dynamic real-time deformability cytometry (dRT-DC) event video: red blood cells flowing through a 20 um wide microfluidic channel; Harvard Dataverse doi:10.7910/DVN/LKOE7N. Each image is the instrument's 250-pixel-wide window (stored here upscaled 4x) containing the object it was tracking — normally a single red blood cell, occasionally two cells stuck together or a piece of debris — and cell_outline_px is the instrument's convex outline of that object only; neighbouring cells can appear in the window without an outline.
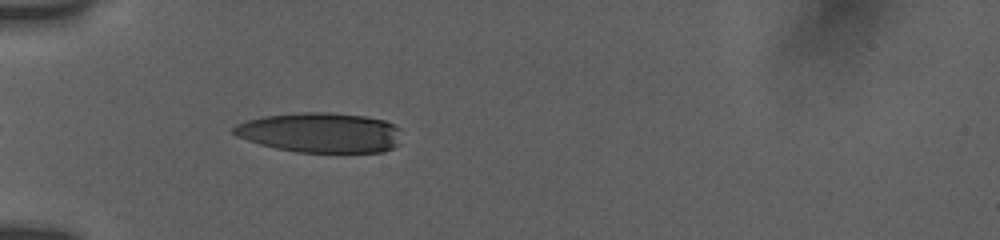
{"species": "human", "species_latin": "Homo sapiens", "temperature_condition": "room temperature", "stored_images_in_passage": 10, "camera_frame_rate_fps": 3000, "um_per_image_px": 0.085, "donor": {"sex": "female"}, "frame": {"image": 1, "passage_image": 1, "time_ms": 0.0, "image_size_px": [1000, 240], "cell_outline_px": [[400, 128], [396, 144], [392, 148], [384, 152], [296, 152], [276, 148], [260, 144], [236, 136], [232, 132], [232, 128], [236, 124], [248, 120], [264, 116], [300, 112], [328, 112], [364, 116], [384, 120]], "centroid_in_image_um": [27.2, 11.27], "position_along_channel_um": 57.8, "area_um2": 38.96}}
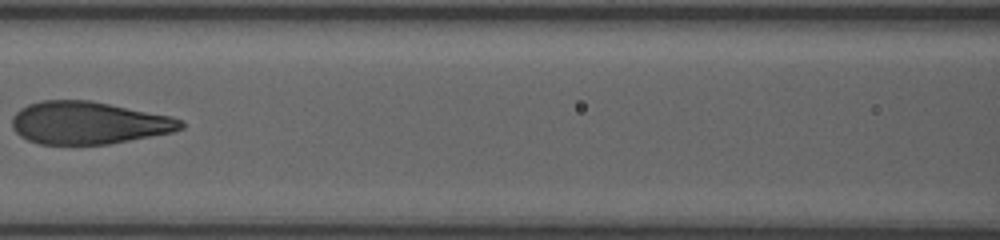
{"frame": {"image": 2, "passage_image": 6, "time_ms": 3.0, "image_size_px": [1000, 240], "cell_outline_px": [[184, 128], [172, 132], [108, 144], [40, 144], [28, 140], [20, 136], [12, 128], [12, 116], [20, 108], [28, 104], [40, 100], [88, 100], [168, 116], [184, 120]], "centroid_in_image_um": [7.48, 10.44], "position_along_channel_um": 159.1, "area_um2": 41.56}}
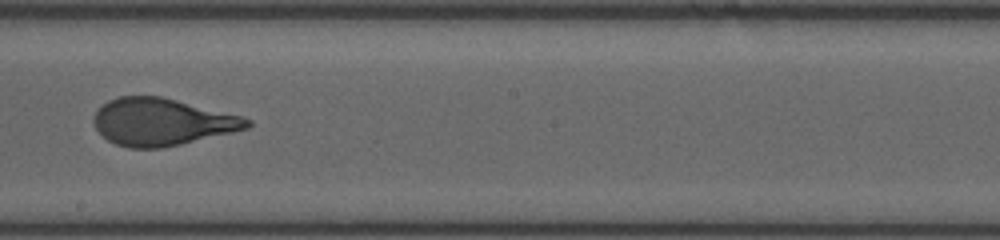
{"frame": {"image": 3, "passage_image": 9, "time_ms": 5.0, "image_size_px": [1000, 240], "cell_outline_px": [[252, 124], [248, 128], [232, 132], [180, 144], [160, 148], [128, 148], [116, 144], [108, 140], [96, 128], [92, 120], [92, 116], [108, 100], [120, 96], [160, 96], [240, 116], [252, 120]], "centroid_in_image_um": [13.73, 10.37], "position_along_channel_um": 234.5, "area_um2": 41.67}}